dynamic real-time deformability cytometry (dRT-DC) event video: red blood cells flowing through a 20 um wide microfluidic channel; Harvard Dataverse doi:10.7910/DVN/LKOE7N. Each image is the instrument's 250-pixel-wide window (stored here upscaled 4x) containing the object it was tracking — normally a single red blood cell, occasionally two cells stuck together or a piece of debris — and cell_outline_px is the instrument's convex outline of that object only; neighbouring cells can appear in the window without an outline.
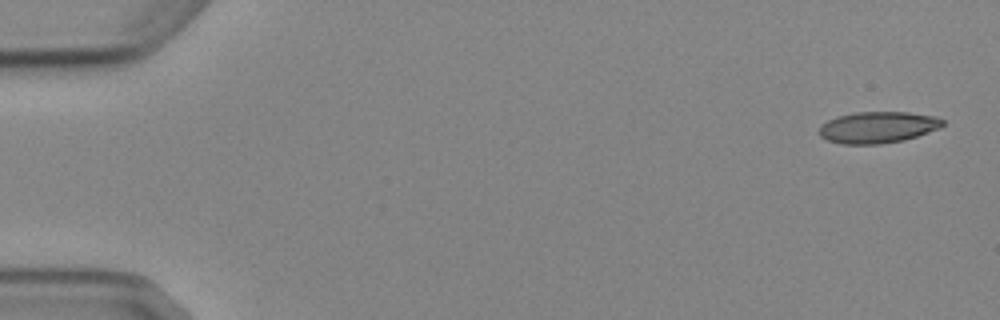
{"species": "Egyptian fruit bat (a non-hibernating species)", "species_latin": "Rousettus aegyptiacus", "temperature_condition": "cold", "stored_images_in_passage": 5, "camera_frame_rate_fps": 3000, "um_per_image_px": 0.085, "animal": {"sex": "female"}, "frame": {"image": 1, "passage_image": 1, "time_ms": 0.0, "image_size_px": [1000, 320], "cell_outline_px": [[944, 124], [940, 128], [904, 140], [880, 144], [840, 144], [828, 140], [820, 136], [816, 132], [820, 124], [836, 116], [856, 112], [908, 112], [936, 116], [944, 120]], "centroid_in_image_um": [74.57, 10.82], "position_along_channel_um": 10.4, "area_um2": 22.89}}
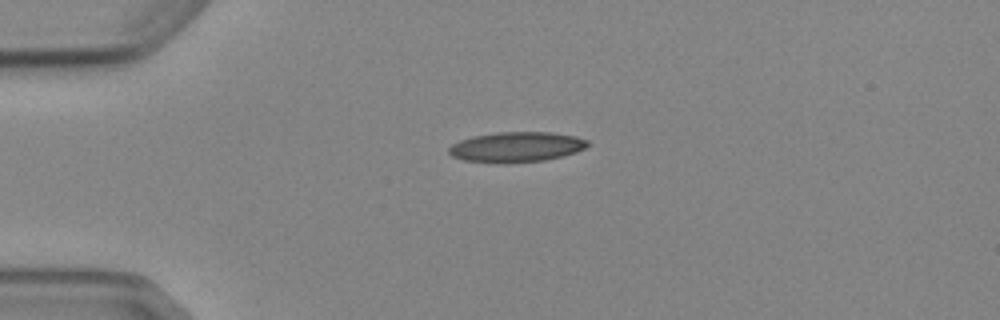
{"frame": {"image": 2, "passage_image": 4, "time_ms": 3.667, "image_size_px": [1000, 320], "cell_outline_px": [[588, 144], [584, 148], [576, 152], [544, 160], [464, 160], [452, 156], [448, 152], [448, 148], [452, 144], [460, 140], [472, 136], [496, 132], [552, 132], [576, 136], [588, 140]], "centroid_in_image_um": [43.91, 12.43], "position_along_channel_um": 41.1, "area_um2": 23.35}}